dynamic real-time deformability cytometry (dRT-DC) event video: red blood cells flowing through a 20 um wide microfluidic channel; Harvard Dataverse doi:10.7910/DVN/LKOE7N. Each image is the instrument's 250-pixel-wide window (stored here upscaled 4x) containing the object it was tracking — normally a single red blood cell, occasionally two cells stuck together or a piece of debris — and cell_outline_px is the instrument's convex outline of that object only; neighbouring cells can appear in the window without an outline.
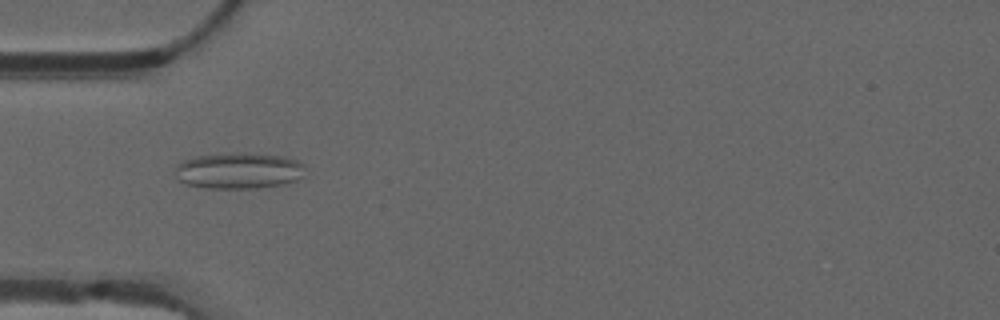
{"species": "common noctule bat (a hibernating species)", "species_latin": "Nyctalus noctula", "temperature_condition": "warm", "stored_images_in_passage": 54, "camera_frame_rate_fps": 3000, "um_per_image_px": 0.085, "animal": {"sex": "male", "forearm_length_mm": 52.5}, "frame": {"image": 1, "passage_image": 17, "time_ms": 5.333, "image_size_px": [1000, 320], "cell_outline_px": [[304, 176], [296, 180], [284, 184], [256, 188], [204, 188], [184, 184], [176, 176], [176, 164], [184, 160], [196, 156], [232, 152], [244, 152], [284, 156], [296, 160], [304, 164]], "centroid_in_image_um": [20.3, 14.5], "position_along_channel_um": 64.7, "area_um2": 27.74}}
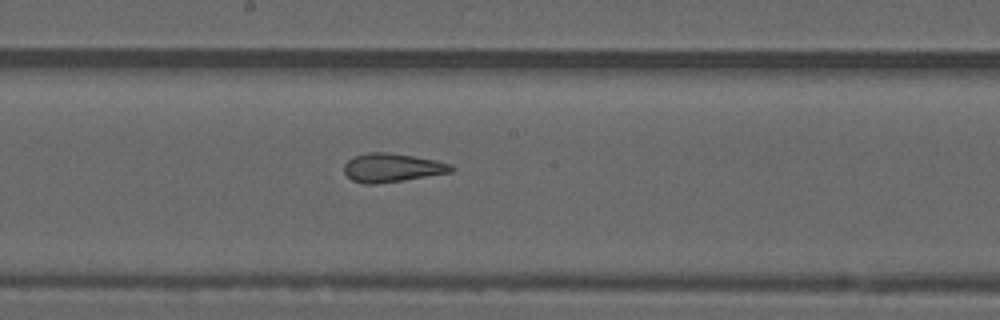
{"frame": {"image": 2, "passage_image": 29, "time_ms": 9.333, "image_size_px": [1000, 320], "cell_outline_px": [[456, 168], [452, 172], [404, 180], [376, 184], [364, 184], [352, 180], [344, 172], [344, 164], [352, 156], [368, 152], [388, 152], [436, 160], [452, 164]], "centroid_in_image_um": [33.32, 14.25], "position_along_channel_um": 214.9, "area_um2": 18.03}}
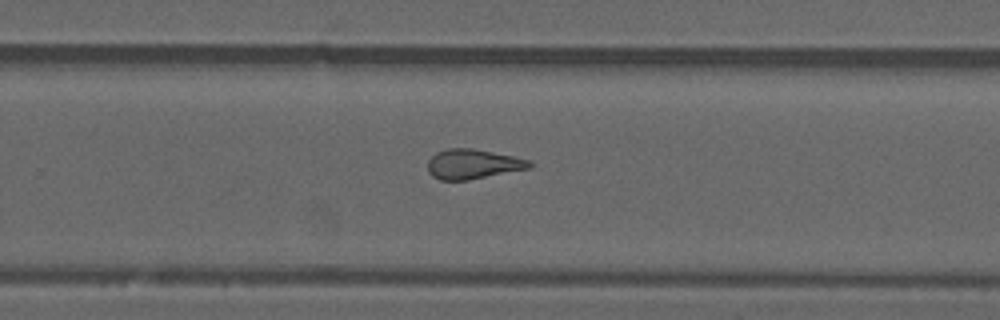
{"frame": {"image": 3, "passage_image": 35, "time_ms": 11.333, "image_size_px": [1000, 320], "cell_outline_px": [[532, 168], [468, 180], [440, 180], [432, 176], [428, 172], [428, 160], [436, 152], [448, 148], [472, 148], [532, 160]], "centroid_in_image_um": [40.2, 13.95], "position_along_channel_um": 289.6, "area_um2": 17.74}, "authors_computed_cell_mechanics": {"area_um2": 19.5075, "velocity_mm_per_s": 3.7641, "shape_relaxation_time_tau1_ms": null, "shape_relaxation_time_tau2_ms": 1.4811, "deformation_change_tau1": null, "deformation_change_tau2": 0.1014}}